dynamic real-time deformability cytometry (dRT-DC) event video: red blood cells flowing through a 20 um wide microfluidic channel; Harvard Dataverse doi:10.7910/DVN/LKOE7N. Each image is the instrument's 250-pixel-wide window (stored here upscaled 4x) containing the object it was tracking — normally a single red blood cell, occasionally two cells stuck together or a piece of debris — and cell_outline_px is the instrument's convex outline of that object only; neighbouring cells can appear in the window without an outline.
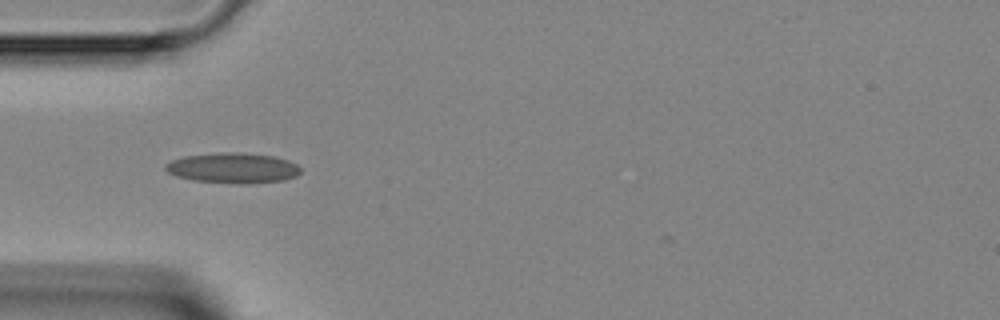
{"species": "Egyptian fruit bat (a non-hibernating species)", "species_latin": "Rousettus aegyptiacus", "temperature_condition": "room temperature", "stored_images_in_passage": 33, "camera_frame_rate_fps": 3000, "um_per_image_px": 0.085, "animal": {"sex": "female"}, "frame": {"image": 1, "passage_image": 1, "time_ms": 0.0, "image_size_px": [1000, 320], "cell_outline_px": [[300, 172], [296, 176], [284, 180], [240, 184], [192, 180], [176, 176], [168, 172], [164, 168], [164, 164], [172, 160], [184, 156], [220, 152], [240, 152], [272, 156], [288, 160], [296, 164], [300, 168]], "centroid_in_image_um": [19.77, 14.27], "position_along_channel_um": 65.2, "area_um2": 23.87}}
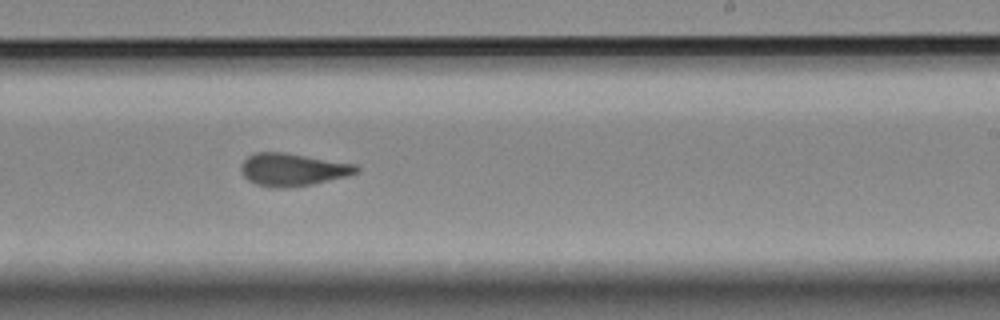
{"frame": {"image": 2, "passage_image": 15, "time_ms": 4.667, "image_size_px": [1000, 320], "cell_outline_px": [[360, 172], [348, 176], [312, 184], [284, 188], [276, 188], [256, 184], [248, 180], [240, 172], [240, 164], [248, 156], [256, 152], [284, 152], [356, 164], [360, 168]], "centroid_in_image_um": [24.88, 14.41], "position_along_channel_um": 264.1, "area_um2": 22.08}}
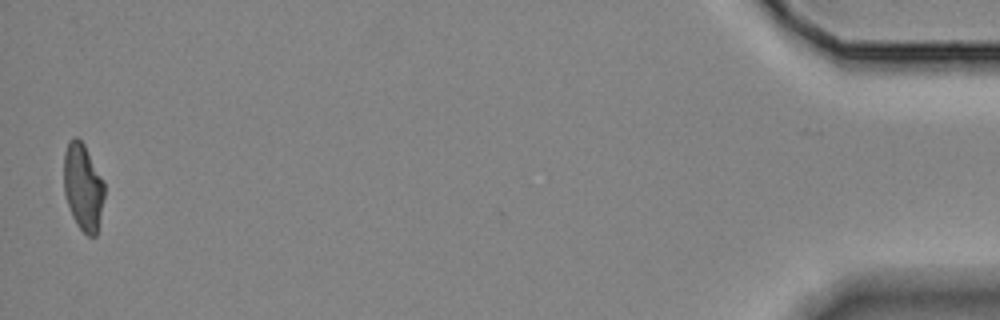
{"frame": {"image": 3, "passage_image": 33, "time_ms": 10.667, "image_size_px": [1000, 320], "cell_outline_px": [[104, 196], [96, 236], [88, 236], [76, 224], [72, 216], [64, 192], [64, 152], [68, 140], [72, 136], [76, 136], [84, 144], [104, 184]], "centroid_in_image_um": [7.03, 15.87], "position_along_channel_um": 428.2, "area_um2": 20.29}}